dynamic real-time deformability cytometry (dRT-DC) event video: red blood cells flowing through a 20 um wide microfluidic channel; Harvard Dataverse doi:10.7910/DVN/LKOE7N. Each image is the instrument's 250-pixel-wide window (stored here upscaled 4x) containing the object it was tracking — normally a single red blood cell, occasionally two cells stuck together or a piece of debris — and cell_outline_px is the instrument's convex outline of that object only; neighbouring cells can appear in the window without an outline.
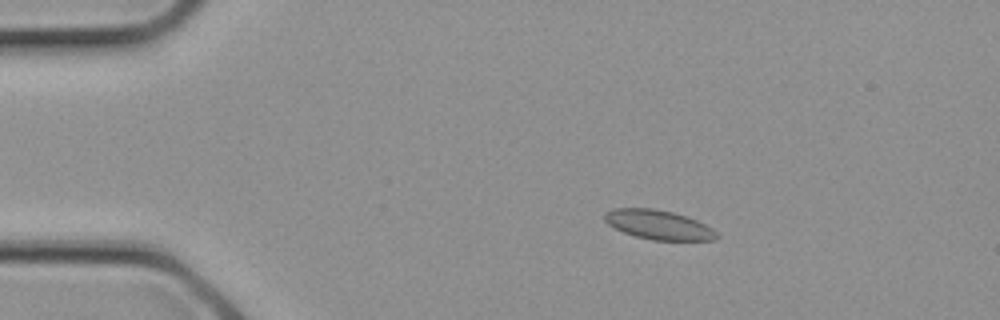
{"species": "common noctule bat (a hibernating species)", "species_latin": "Nyctalus noctula", "temperature_condition": "cold", "stored_images_in_passage": 2, "camera_frame_rate_fps": 3000, "um_per_image_px": 0.085, "animal": {"sex": "female", "body_mass_g": 21.9}, "frame": {"image": 1, "passage_image": 1, "time_ms": 0.0, "image_size_px": [1000, 320], "cell_outline_px": [[720, 236], [716, 240], [652, 240], [636, 236], [624, 232], [608, 224], [604, 220], [604, 212], [612, 208], [652, 208], [672, 212], [696, 220], [712, 228]], "centroid_in_image_um": [55.96, 19.1], "position_along_channel_um": 29.0, "area_um2": 19.07}}